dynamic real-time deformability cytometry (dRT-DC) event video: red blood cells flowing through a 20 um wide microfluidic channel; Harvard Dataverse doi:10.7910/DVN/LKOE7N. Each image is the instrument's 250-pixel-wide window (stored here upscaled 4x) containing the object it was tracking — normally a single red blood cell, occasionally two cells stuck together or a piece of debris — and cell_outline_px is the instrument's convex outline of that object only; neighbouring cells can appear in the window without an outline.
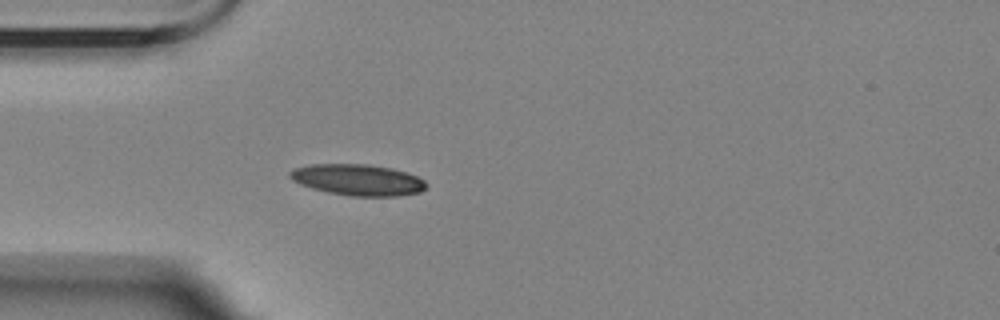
{"species": "Egyptian fruit bat (a non-hibernating species)", "species_latin": "Rousettus aegyptiacus", "temperature_condition": "room temperature", "stored_images_in_passage": 3, "camera_frame_rate_fps": 3000, "um_per_image_px": 0.085, "animal": {"sex": "female"}, "frame": {"image": 1, "passage_image": 3, "time_ms": 2.333, "image_size_px": [1000, 320], "cell_outline_px": [[428, 184], [420, 192], [396, 196], [352, 196], [328, 192], [312, 188], [300, 184], [292, 180], [288, 176], [288, 172], [292, 168], [312, 164], [368, 164], [392, 168], [416, 176], [424, 180]], "centroid_in_image_um": [30.37, 15.28], "position_along_channel_um": 54.6, "area_um2": 24.8}}